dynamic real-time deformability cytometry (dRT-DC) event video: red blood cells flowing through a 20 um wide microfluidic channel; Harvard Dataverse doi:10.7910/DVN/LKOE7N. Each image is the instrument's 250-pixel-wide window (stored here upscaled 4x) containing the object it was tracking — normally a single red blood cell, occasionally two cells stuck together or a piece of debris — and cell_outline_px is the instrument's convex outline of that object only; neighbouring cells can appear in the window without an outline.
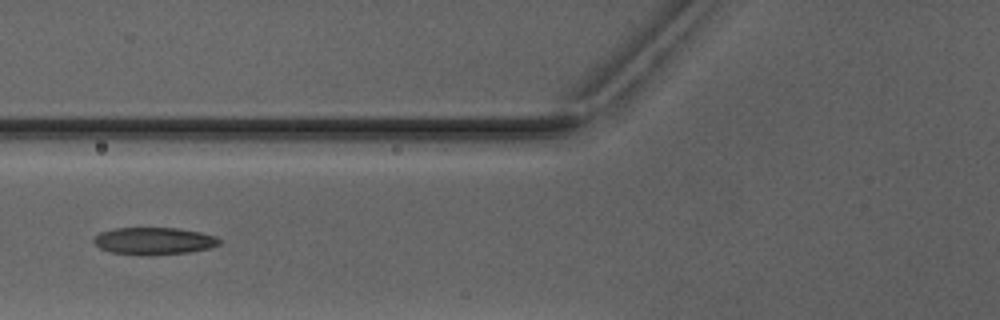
{"species": "Egyptian fruit bat (a non-hibernating species)", "species_latin": "Rousettus aegyptiacus", "temperature_condition": "warm", "stored_images_in_passage": 6, "camera_frame_rate_fps": 3000, "um_per_image_px": 0.085, "animal": {"sex": "male"}, "frame": {"image": 1, "passage_image": 6, "time_ms": 6.333, "image_size_px": [1000, 320], "cell_outline_px": [[220, 244], [208, 248], [188, 252], [152, 256], [148, 256], [112, 252], [100, 248], [92, 240], [100, 232], [112, 228], [180, 228], [200, 232], [216, 236], [220, 240]], "centroid_in_image_um": [13.08, 20.48], "position_along_channel_um": 112.7, "area_um2": 20.0}}